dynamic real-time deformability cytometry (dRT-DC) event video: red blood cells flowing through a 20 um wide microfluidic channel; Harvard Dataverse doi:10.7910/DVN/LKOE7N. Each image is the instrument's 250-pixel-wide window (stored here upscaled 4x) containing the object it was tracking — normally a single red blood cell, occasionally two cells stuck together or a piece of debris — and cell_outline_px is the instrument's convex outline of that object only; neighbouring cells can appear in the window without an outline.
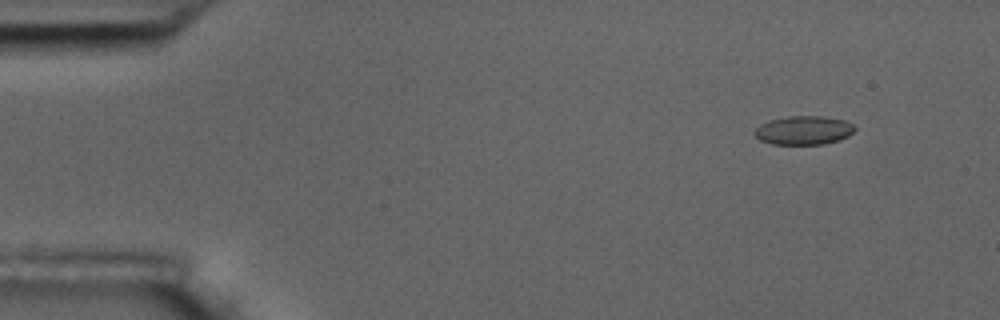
{"species": "common noctule bat (a hibernating species)", "species_latin": "Nyctalus noctula", "temperature_condition": "room temperature", "stored_images_in_passage": 5, "camera_frame_rate_fps": 3000, "um_per_image_px": 0.085, "animal": {"sex": "male", "body_mass_g": 17.5, "forearm_length_mm": 52.3}, "frame": {"image": 1, "passage_image": 2, "time_ms": 1.0, "image_size_px": [1000, 320], "cell_outline_px": [[856, 128], [848, 136], [824, 144], [772, 144], [760, 140], [752, 132], [760, 124], [768, 120], [788, 116], [824, 116], [844, 120], [852, 124]], "centroid_in_image_um": [68.28, 11.06], "position_along_channel_um": 16.7, "area_um2": 16.76}}
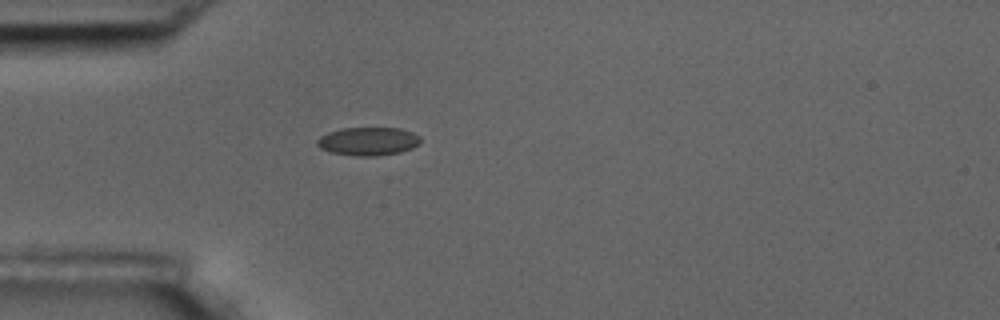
{"frame": {"image": 2, "passage_image": 5, "time_ms": 4.667, "image_size_px": [1000, 320], "cell_outline_px": [[420, 144], [412, 148], [400, 152], [376, 156], [356, 156], [332, 152], [320, 148], [316, 144], [316, 140], [320, 136], [328, 132], [340, 128], [400, 128], [412, 132], [420, 136]], "centroid_in_image_um": [31.29, 12.0], "position_along_channel_um": 53.7, "area_um2": 17.11}}